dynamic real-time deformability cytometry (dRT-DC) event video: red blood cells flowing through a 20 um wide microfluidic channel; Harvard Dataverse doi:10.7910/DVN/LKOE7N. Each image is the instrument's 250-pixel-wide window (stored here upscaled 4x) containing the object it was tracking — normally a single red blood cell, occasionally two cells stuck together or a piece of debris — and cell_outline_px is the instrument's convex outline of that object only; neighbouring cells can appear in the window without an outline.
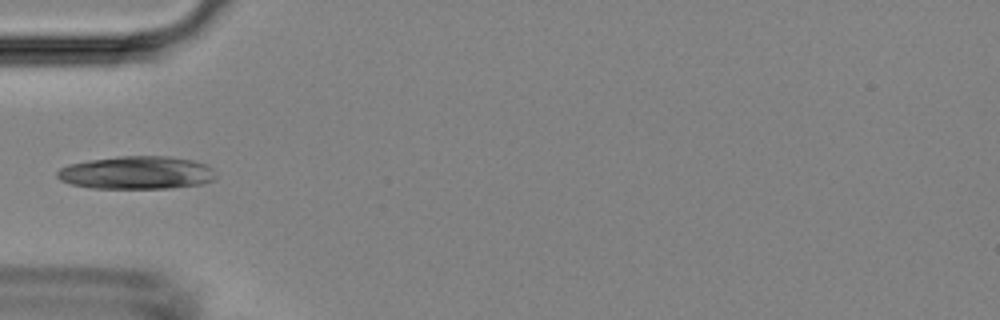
{"species": "Egyptian fruit bat (a non-hibernating species)", "species_latin": "Rousettus aegyptiacus", "temperature_condition": "room temperature", "stored_images_in_passage": 6, "camera_frame_rate_fps": 3000, "um_per_image_px": 0.085, "animal": {"sex": "female"}, "frame": {"image": 1, "passage_image": 5, "time_ms": 4.667, "image_size_px": [1000, 320], "cell_outline_px": [[216, 176], [212, 180], [200, 184], [172, 188], [92, 188], [72, 184], [60, 180], [56, 176], [56, 172], [60, 168], [68, 164], [88, 160], [120, 156], [168, 156], [192, 160], [204, 164], [212, 168], [216, 172]], "centroid_in_image_um": [11.6, 14.67], "position_along_channel_um": 73.4, "area_um2": 30.52}}